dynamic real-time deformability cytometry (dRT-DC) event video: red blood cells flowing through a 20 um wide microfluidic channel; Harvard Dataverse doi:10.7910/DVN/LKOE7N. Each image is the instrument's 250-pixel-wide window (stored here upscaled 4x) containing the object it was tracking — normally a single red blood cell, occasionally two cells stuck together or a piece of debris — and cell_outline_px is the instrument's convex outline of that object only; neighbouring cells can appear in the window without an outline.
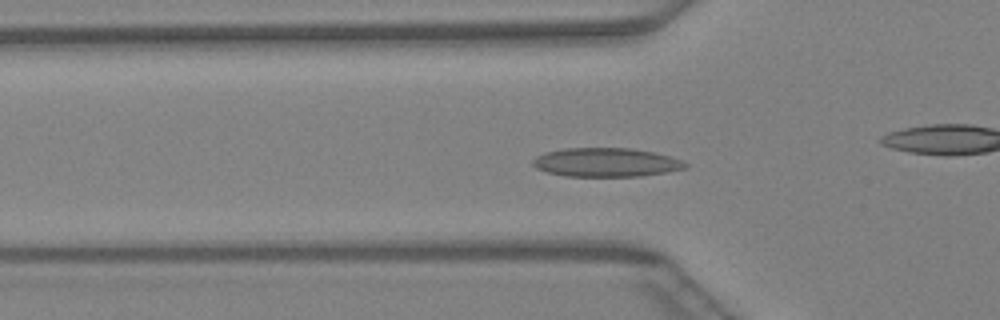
{"species": "Egyptian fruit bat (a non-hibernating species)", "species_latin": "Rousettus aegyptiacus", "temperature_condition": "warm", "stored_images_in_passage": 46, "camera_frame_rate_fps": 3000, "um_per_image_px": 0.085, "animal": {"sex": "female"}, "frame": {"image": 1, "passage_image": 14, "time_ms": 4.333, "image_size_px": [1000, 320], "cell_outline_px": [[688, 168], [668, 172], [640, 176], [564, 176], [548, 172], [536, 168], [532, 164], [532, 160], [536, 156], [544, 152], [564, 148], [628, 148], [656, 152], [680, 160], [688, 164]], "centroid_in_image_um": [51.51, 13.8], "position_along_channel_um": 74.3, "area_um2": 25.72}}
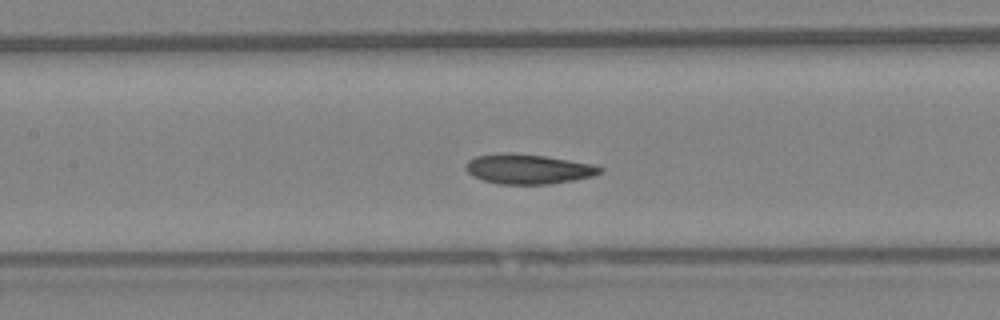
{"frame": {"image": 2, "passage_image": 20, "time_ms": 6.333, "image_size_px": [1000, 320], "cell_outline_px": [[604, 168], [600, 172], [592, 176], [572, 180], [548, 184], [500, 184], [484, 180], [472, 176], [464, 168], [464, 164], [468, 160], [476, 156], [496, 152], [508, 152], [544, 156], [596, 164]], "centroid_in_image_um": [44.85, 14.35], "position_along_channel_um": 162.5, "area_um2": 23.47}}
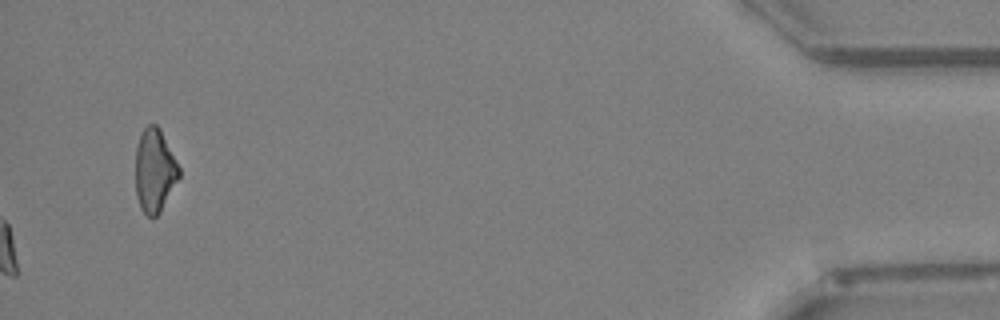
{"frame": {"image": 3, "passage_image": 46, "time_ms": 15.0, "image_size_px": [1000, 320], "cell_outline_px": [[180, 176], [160, 212], [156, 216], [148, 216], [140, 208], [136, 196], [136, 148], [140, 136], [144, 128], [148, 124], [156, 124], [160, 128], [180, 168]], "centroid_in_image_um": [13.14, 14.49], "position_along_channel_um": 422.1, "area_um2": 21.04}}